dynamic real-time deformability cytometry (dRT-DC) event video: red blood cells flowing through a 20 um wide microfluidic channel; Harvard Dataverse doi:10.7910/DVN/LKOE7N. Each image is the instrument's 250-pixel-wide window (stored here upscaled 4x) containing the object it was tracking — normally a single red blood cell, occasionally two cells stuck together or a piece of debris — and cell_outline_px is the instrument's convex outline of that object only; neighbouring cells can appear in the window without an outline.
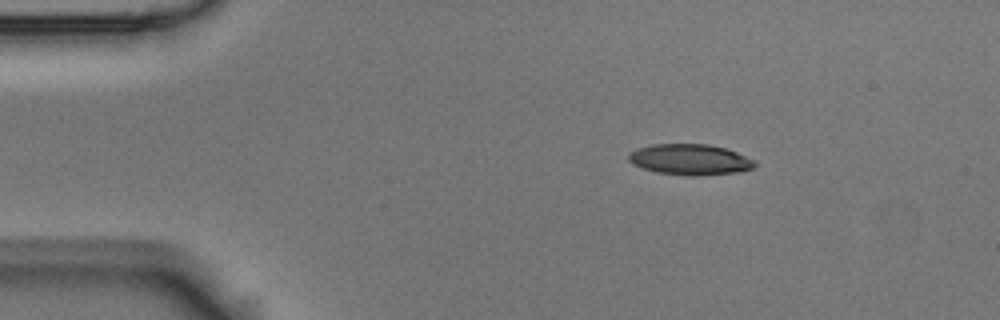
{"species": "Egyptian fruit bat (a non-hibernating species)", "species_latin": "Rousettus aegyptiacus", "temperature_condition": "room temperature", "stored_images_in_passage": 47, "camera_frame_rate_fps": 3000, "um_per_image_px": 0.085, "animal": {"sex": "male"}, "frame": {"image": 1, "passage_image": 1, "time_ms": 0.0, "image_size_px": [1000, 320], "cell_outline_px": [[756, 164], [752, 168], [740, 172], [696, 176], [692, 176], [656, 172], [632, 164], [628, 160], [628, 152], [636, 148], [652, 144], [708, 144], [724, 148], [736, 152], [756, 160]], "centroid_in_image_um": [58.63, 13.56], "position_along_channel_um": 26.4, "area_um2": 22.77}}
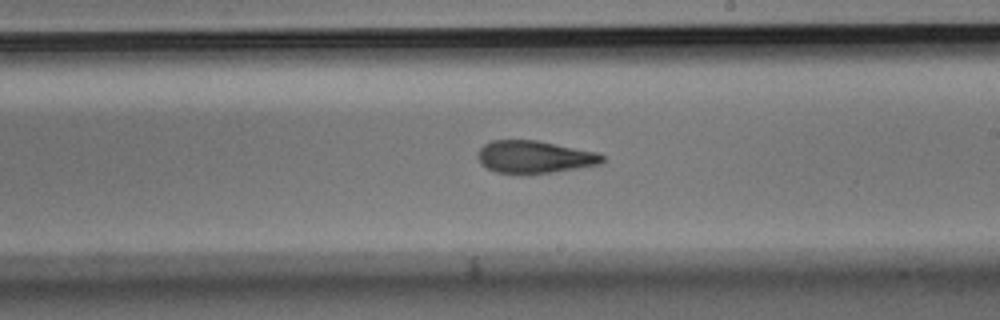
{"frame": {"image": 2, "passage_image": 24, "time_ms": 7.667, "image_size_px": [1000, 320], "cell_outline_px": [[604, 160], [600, 164], [552, 172], [520, 176], [496, 172], [480, 164], [476, 156], [476, 152], [484, 144], [492, 140], [536, 140], [596, 152], [604, 156]], "centroid_in_image_um": [45.35, 13.36], "position_along_channel_um": 243.6, "area_um2": 23.93}}
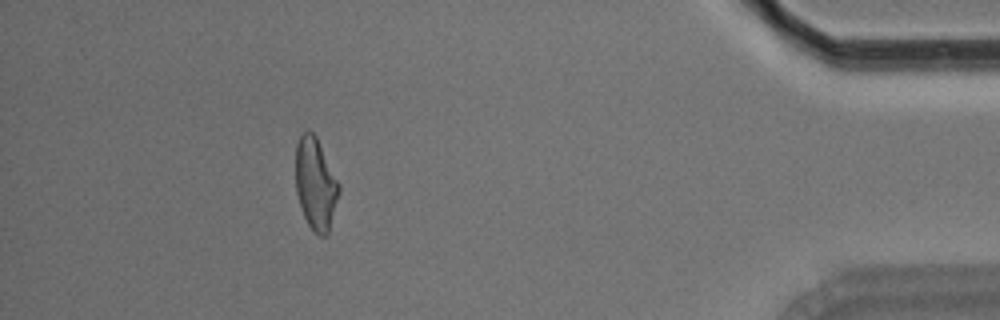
{"frame": {"image": 3, "passage_image": 42, "time_ms": 13.667, "image_size_px": [1000, 320], "cell_outline_px": [[340, 192], [328, 232], [324, 236], [320, 236], [308, 224], [304, 216], [296, 192], [296, 144], [300, 136], [308, 128], [316, 136], [340, 184]], "centroid_in_image_um": [26.83, 15.59], "position_along_channel_um": 408.4, "area_um2": 23.0}, "authors_computed_cell_mechanics": {"area_um2": 23.8714, "velocity_mm_per_s": 3.631, "shape_relaxation_time_tau1_ms": 6.2162, "shape_relaxation_time_tau2_ms": 2.5495, "deformation_change_tau1": 0.1981, "deformation_change_tau2": 0.1042}}